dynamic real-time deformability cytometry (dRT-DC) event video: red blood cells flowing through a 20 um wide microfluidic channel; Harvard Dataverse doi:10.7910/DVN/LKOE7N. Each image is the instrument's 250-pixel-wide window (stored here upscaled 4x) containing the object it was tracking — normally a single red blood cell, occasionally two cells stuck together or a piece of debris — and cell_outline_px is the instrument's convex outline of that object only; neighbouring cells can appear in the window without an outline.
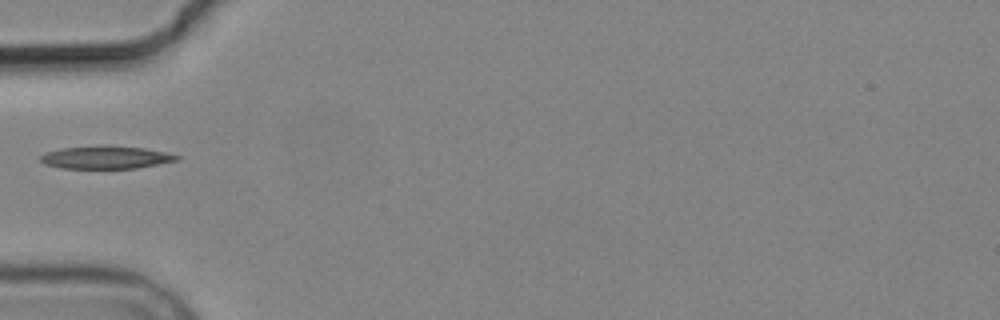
{"species": "common noctule bat (a hibernating species)", "species_latin": "Nyctalus noctula", "temperature_condition": "cold", "stored_images_in_passage": 5, "camera_frame_rate_fps": 3000, "um_per_image_px": 0.085, "animal": {"sex": "male", "body_mass_g": 19.2, "forearm_length_mm": 51.8}, "frame": {"image": 1, "passage_image": 1, "time_ms": 0.0, "image_size_px": [1000, 320], "cell_outline_px": [[180, 160], [136, 168], [60, 168], [44, 164], [40, 160], [40, 156], [48, 152], [60, 148], [104, 144], [108, 144], [144, 148], [164, 152], [180, 156]], "centroid_in_image_um": [8.99, 13.36], "position_along_channel_um": 76.0, "area_um2": 18.32}}
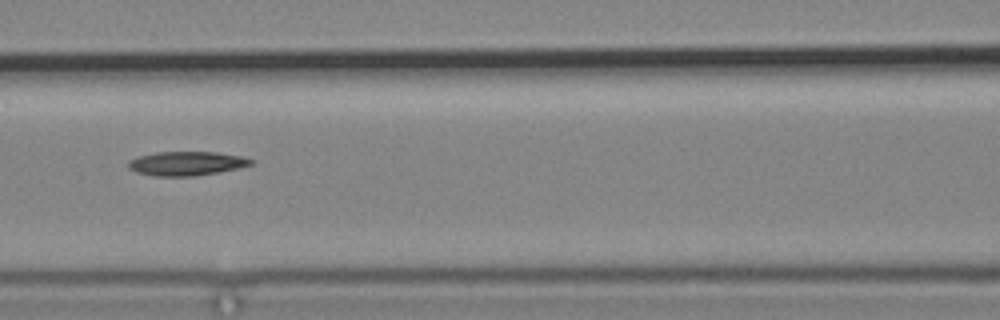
{"frame": {"image": 2, "passage_image": 3, "time_ms": 2.0, "image_size_px": [1000, 320], "cell_outline_px": [[256, 160], [252, 164], [240, 168], [220, 172], [196, 176], [152, 176], [136, 172], [128, 168], [128, 160], [140, 156], [156, 152], [216, 152], [240, 156]], "centroid_in_image_um": [15.87, 13.9], "position_along_channel_um": 150.7, "area_um2": 17.34}}
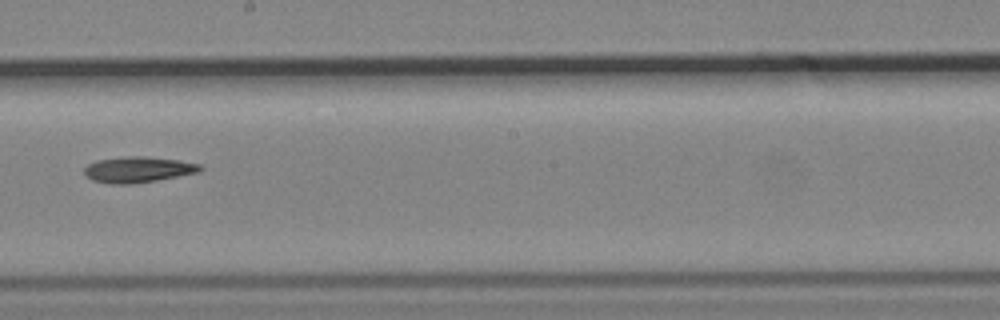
{"frame": {"image": 3, "passage_image": 5, "time_ms": 4.333, "image_size_px": [1000, 320], "cell_outline_px": [[204, 168], [200, 172], [156, 180], [132, 184], [108, 184], [92, 180], [84, 176], [84, 168], [88, 164], [96, 160], [128, 156], [144, 156], [180, 160], [200, 164]], "centroid_in_image_um": [11.72, 14.41], "position_along_channel_um": 236.5, "area_um2": 17.63}}